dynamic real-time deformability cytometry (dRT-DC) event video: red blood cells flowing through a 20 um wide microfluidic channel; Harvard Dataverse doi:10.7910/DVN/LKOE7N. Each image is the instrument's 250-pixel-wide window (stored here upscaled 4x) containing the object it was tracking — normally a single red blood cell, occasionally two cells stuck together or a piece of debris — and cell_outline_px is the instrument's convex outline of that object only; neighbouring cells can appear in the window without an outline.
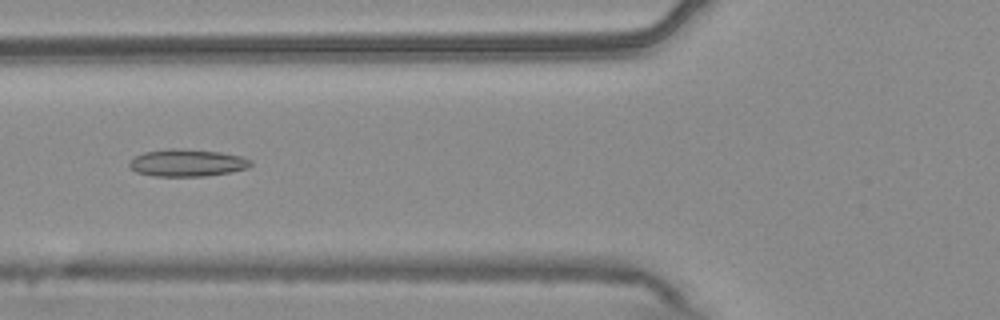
{"species": "common noctule bat (a hibernating species)", "species_latin": "Nyctalus noctula", "temperature_condition": "warm", "stored_images_in_passage": 50, "camera_frame_rate_fps": 3000, "um_per_image_px": 0.085, "animal": {"sex": "male", "body_mass_g": 20.4}, "frame": {"image": 1, "passage_image": 20, "time_ms": 6.333, "image_size_px": [1000, 320], "cell_outline_px": [[252, 164], [248, 168], [232, 172], [204, 176], [156, 176], [136, 172], [128, 164], [136, 156], [144, 152], [168, 148], [172, 148], [220, 152], [240, 156], [252, 160]], "centroid_in_image_um": [15.94, 13.84], "position_along_channel_um": 109.9, "area_um2": 19.13}}
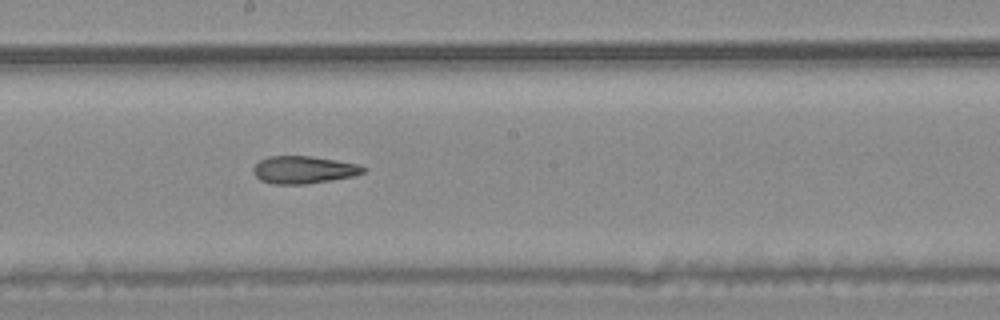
{"frame": {"image": 2, "passage_image": 29, "time_ms": 9.333, "image_size_px": [1000, 320], "cell_outline_px": [[364, 172], [352, 176], [304, 184], [272, 184], [260, 180], [252, 172], [252, 168], [260, 160], [268, 156], [312, 156], [360, 164], [364, 168]], "centroid_in_image_um": [25.76, 14.42], "position_along_channel_um": 222.4, "area_um2": 17.51}}
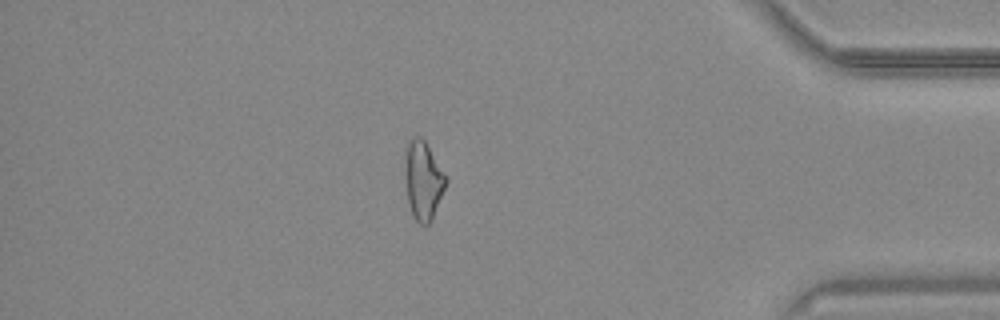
{"frame": {"image": 3, "passage_image": 46, "time_ms": 15.0, "image_size_px": [1000, 320], "cell_outline_px": [[448, 180], [432, 220], [428, 224], [420, 224], [412, 216], [408, 200], [404, 172], [404, 160], [408, 140], [416, 136], [420, 136], [424, 140], [448, 176]], "centroid_in_image_um": [35.97, 15.31], "position_along_channel_um": 399.2, "area_um2": 18.96}}